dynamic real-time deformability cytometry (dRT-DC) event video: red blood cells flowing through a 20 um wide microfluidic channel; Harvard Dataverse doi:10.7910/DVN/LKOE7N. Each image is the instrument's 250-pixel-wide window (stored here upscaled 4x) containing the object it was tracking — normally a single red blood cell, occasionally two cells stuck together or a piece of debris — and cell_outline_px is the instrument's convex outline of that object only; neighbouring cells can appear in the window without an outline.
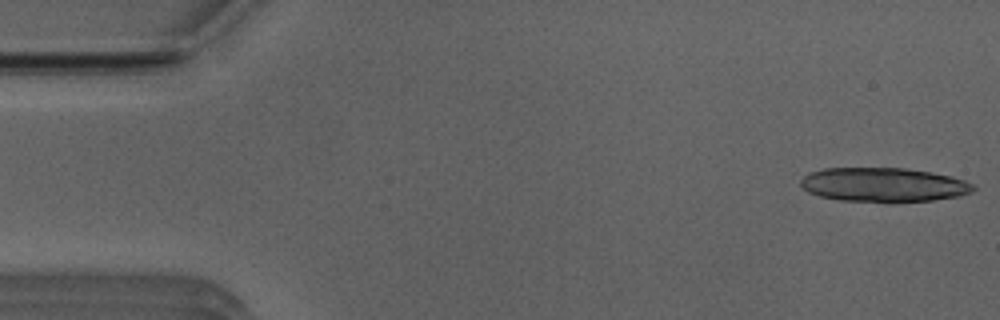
{"species": "Egyptian fruit bat (a non-hibernating species)", "species_latin": "Rousettus aegyptiacus", "temperature_condition": "room temperature", "stored_images_in_passage": 13, "camera_frame_rate_fps": 3000, "um_per_image_px": 0.085, "animal": {"sex": "male"}, "frame": {"image": 1, "passage_image": 1, "time_ms": 0.0, "image_size_px": [1000, 320], "cell_outline_px": [[976, 188], [972, 192], [960, 196], [932, 200], [840, 200], [820, 196], [808, 192], [800, 184], [800, 180], [808, 172], [824, 168], [904, 168], [932, 172], [952, 176], [964, 180], [972, 184]], "centroid_in_image_um": [75.1, 15.67], "position_along_channel_um": 9.9, "area_um2": 33.81}}